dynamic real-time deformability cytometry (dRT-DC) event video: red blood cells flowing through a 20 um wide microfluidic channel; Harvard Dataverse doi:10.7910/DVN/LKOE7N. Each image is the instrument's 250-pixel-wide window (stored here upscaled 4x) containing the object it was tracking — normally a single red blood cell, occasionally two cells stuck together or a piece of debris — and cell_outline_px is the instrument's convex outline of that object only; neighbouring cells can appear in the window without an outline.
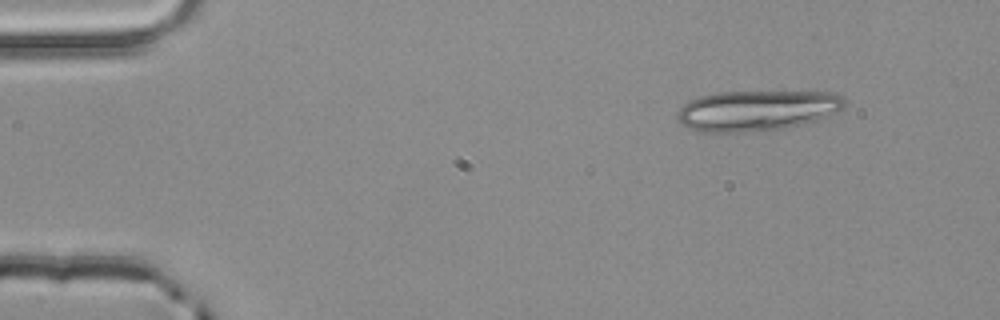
{"species": "common noctule bat (a hibernating species)", "species_latin": "Nyctalus noctula", "temperature_condition": "room temperature", "stored_images_in_passage": 5, "camera_frame_rate_fps": 3000, "um_per_image_px": 0.085, "animal": {"sex": "male", "body_mass_g": 20.4}, "frame": {"image": 1, "passage_image": 2, "time_ms": 0.333, "image_size_px": [1000, 320], "cell_outline_px": [[848, 100], [844, 108], [836, 112], [816, 120], [804, 124], [784, 128], [740, 132], [704, 132], [688, 128], [676, 116], [676, 112], [684, 104], [700, 96], [720, 92], [840, 92]], "centroid_in_image_um": [64.41, 9.38], "position_along_channel_um": 20.6, "area_um2": 39.48}}